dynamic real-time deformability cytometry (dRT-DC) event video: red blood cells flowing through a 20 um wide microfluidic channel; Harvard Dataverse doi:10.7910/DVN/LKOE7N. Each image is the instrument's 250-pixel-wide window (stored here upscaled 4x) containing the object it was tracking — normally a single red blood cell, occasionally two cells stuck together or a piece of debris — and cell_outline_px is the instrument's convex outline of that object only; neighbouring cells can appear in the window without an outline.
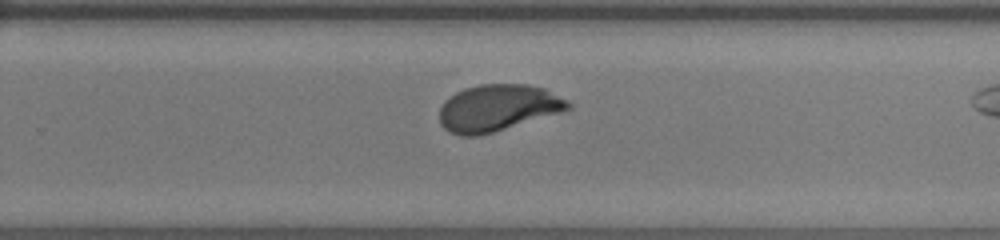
{"species": "human", "species_latin": "Homo sapiens", "temperature_condition": "room temperature", "stored_images_in_passage": 28, "camera_frame_rate_fps": 3000, "um_per_image_px": 0.085, "donor": {"sex": "female"}, "frame": {"image": 1, "passage_image": 20, "time_ms": 6.333, "image_size_px": [1000, 240], "cell_outline_px": [[572, 108], [492, 132], [476, 136], [460, 136], [448, 132], [440, 124], [440, 108], [444, 100], [456, 92], [464, 88], [480, 84], [528, 84], [544, 88], [568, 100], [572, 104]], "centroid_in_image_um": [42.27, 9.16], "position_along_channel_um": 287.5, "area_um2": 34.8}}